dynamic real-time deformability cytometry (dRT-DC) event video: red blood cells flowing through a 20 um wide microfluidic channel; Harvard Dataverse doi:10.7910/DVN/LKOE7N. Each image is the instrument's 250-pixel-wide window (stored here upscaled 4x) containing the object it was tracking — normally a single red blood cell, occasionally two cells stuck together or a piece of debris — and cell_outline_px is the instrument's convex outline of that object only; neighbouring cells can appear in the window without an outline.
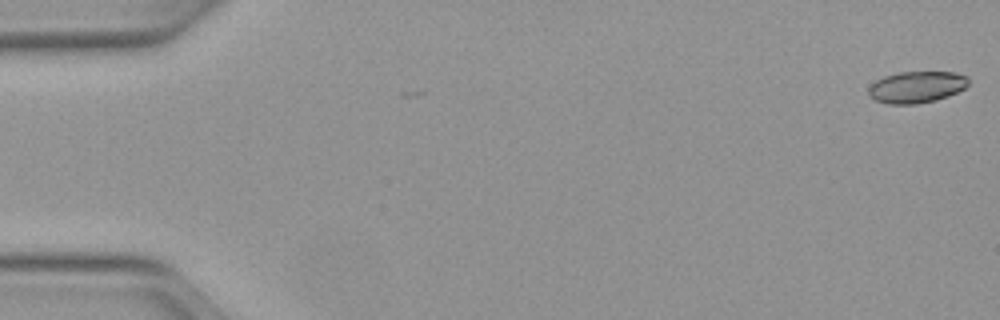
{"species": "Egyptian fruit bat (a non-hibernating species)", "species_latin": "Rousettus aegyptiacus", "temperature_condition": "warm", "stored_images_in_passage": 51, "camera_frame_rate_fps": 3000, "um_per_image_px": 0.085, "animal": {"sex": "female"}, "frame": {"image": 1, "passage_image": 1, "time_ms": 0.0, "image_size_px": [1000, 320], "cell_outline_px": [[968, 84], [964, 88], [948, 96], [936, 100], [916, 104], [888, 104], [876, 100], [868, 96], [868, 88], [876, 80], [884, 76], [900, 72], [952, 72], [968, 76]], "centroid_in_image_um": [77.89, 7.4], "position_along_channel_um": 7.1, "area_um2": 18.38}}
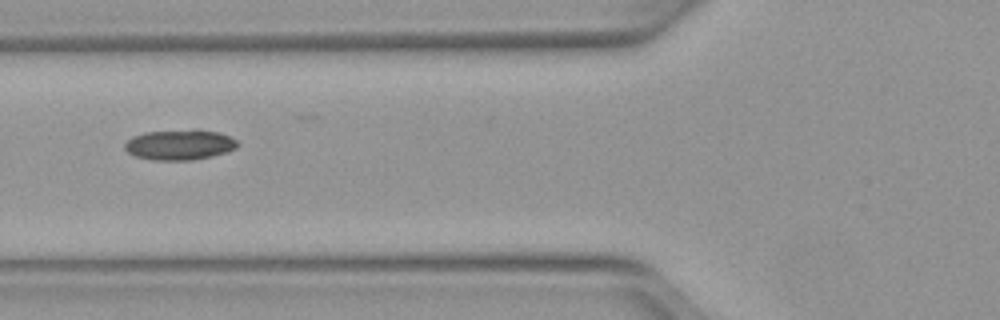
{"frame": {"image": 2, "passage_image": 20, "time_ms": 6.333, "image_size_px": [1000, 320], "cell_outline_px": [[240, 144], [236, 148], [228, 152], [212, 156], [192, 160], [156, 160], [136, 156], [128, 152], [124, 148], [124, 144], [132, 136], [144, 132], [196, 128], [200, 128], [220, 132], [232, 136]], "centroid_in_image_um": [15.33, 12.27], "position_along_channel_um": 110.5, "area_um2": 20.46}}
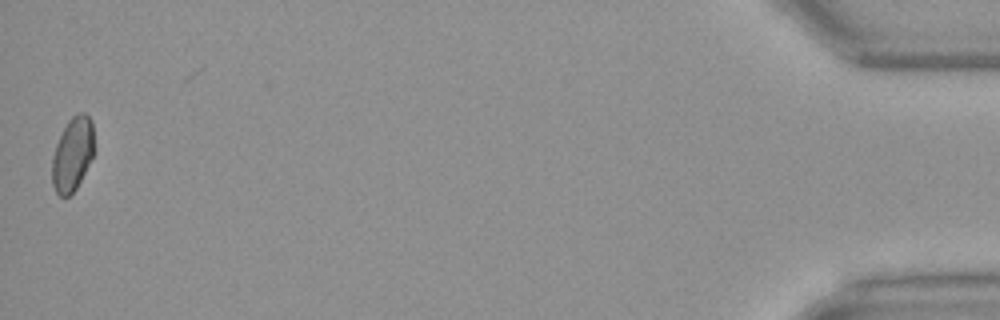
{"frame": {"image": 3, "passage_image": 51, "time_ms": 16.667, "image_size_px": [1000, 320], "cell_outline_px": [[92, 156], [76, 188], [68, 196], [60, 196], [56, 192], [52, 184], [52, 156], [56, 144], [68, 120], [76, 112], [84, 112], [92, 120]], "centroid_in_image_um": [6.13, 13.08], "position_along_channel_um": 429.1, "area_um2": 17.69}}